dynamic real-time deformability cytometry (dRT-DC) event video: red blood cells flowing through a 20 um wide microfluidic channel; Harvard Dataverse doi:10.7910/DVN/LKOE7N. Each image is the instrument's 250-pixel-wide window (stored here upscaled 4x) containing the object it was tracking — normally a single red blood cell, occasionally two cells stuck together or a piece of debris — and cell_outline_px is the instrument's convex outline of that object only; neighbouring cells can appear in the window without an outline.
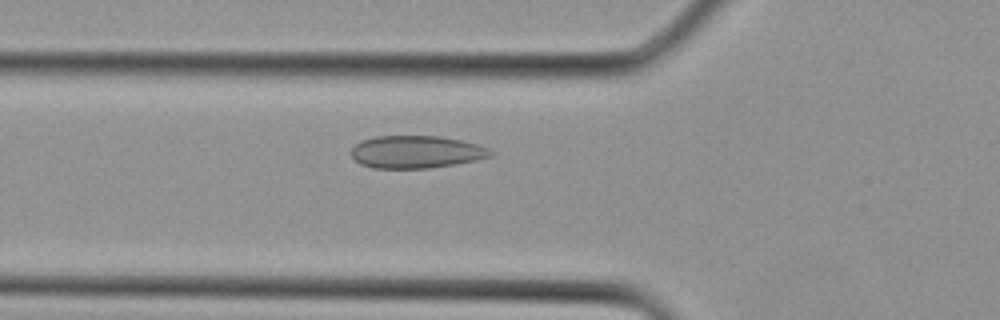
{"species": "Egyptian fruit bat (a non-hibernating species)", "species_latin": "Rousettus aegyptiacus", "temperature_condition": "cold", "stored_images_in_passage": 3, "camera_frame_rate_fps": 3000, "um_per_image_px": 0.085, "animal": {"sex": "female"}, "frame": {"image": 1, "passage_image": 3, "time_ms": 0.667, "image_size_px": [1000, 320], "cell_outline_px": [[496, 152], [492, 156], [476, 160], [456, 164], [428, 168], [372, 168], [360, 164], [352, 156], [352, 148], [360, 140], [376, 136], [440, 136], [460, 140], [476, 144], [488, 148]], "centroid_in_image_um": [35.39, 12.91], "position_along_channel_um": 90.4, "area_um2": 26.47}}